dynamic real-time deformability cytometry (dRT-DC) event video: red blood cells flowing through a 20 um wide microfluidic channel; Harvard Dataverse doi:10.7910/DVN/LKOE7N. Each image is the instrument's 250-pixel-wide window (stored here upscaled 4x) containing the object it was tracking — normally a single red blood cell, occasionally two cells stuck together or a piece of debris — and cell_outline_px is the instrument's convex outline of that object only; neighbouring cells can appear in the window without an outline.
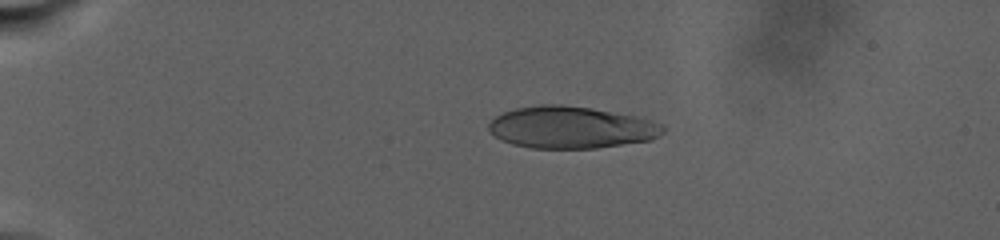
{"species": "human", "species_latin": "Homo sapiens", "temperature_condition": "warm", "stored_images_in_passage": 12, "camera_frame_rate_fps": 3000, "um_per_image_px": 0.085, "donor": {"sex": "male"}, "frame": {"image": 1, "passage_image": 7, "time_ms": 6.667, "image_size_px": [1000, 240], "cell_outline_px": [[664, 132], [652, 140], [596, 148], [532, 148], [512, 144], [500, 140], [488, 132], [488, 124], [500, 112], [516, 108], [540, 104], [564, 104], [592, 108], [636, 116], [652, 120], [664, 124]], "centroid_in_image_um": [48.52, 10.82], "position_along_channel_um": 36.5, "area_um2": 43.06}}
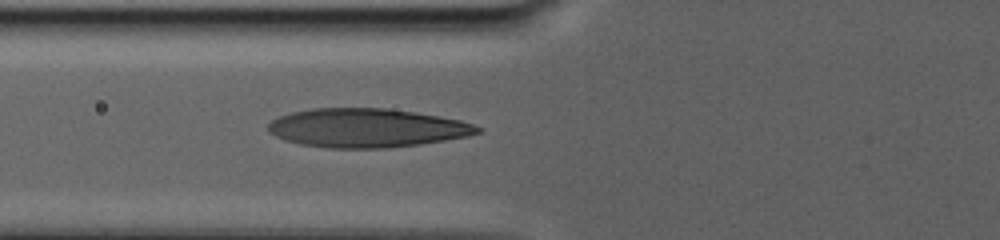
{"frame": {"image": 2, "passage_image": 12, "time_ms": 12.0, "image_size_px": [1000, 240], "cell_outline_px": [[484, 128], [480, 132], [468, 136], [420, 144], [388, 148], [328, 148], [300, 144], [284, 140], [268, 132], [268, 124], [272, 120], [280, 116], [292, 112], [312, 108], [388, 108], [460, 120]], "centroid_in_image_um": [31.15, 10.88], "position_along_channel_um": 94.6, "area_um2": 47.28}}